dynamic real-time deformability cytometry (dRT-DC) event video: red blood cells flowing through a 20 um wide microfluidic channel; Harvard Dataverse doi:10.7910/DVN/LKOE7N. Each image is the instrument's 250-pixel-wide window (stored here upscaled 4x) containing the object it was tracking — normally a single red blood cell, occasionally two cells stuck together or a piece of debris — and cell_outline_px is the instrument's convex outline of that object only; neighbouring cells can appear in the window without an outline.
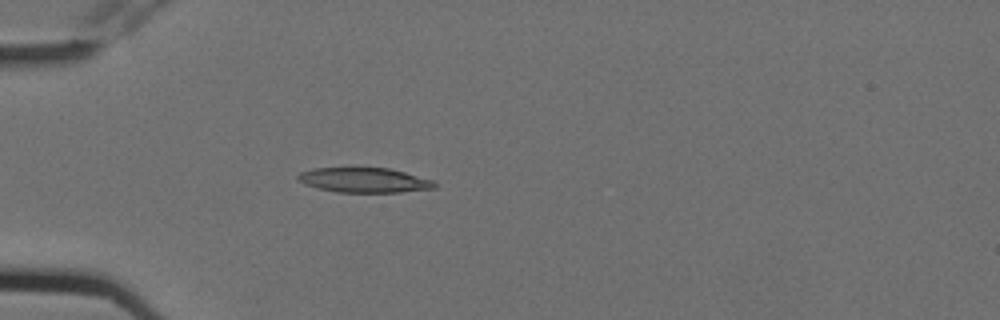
{"species": "Egyptian fruit bat (a non-hibernating species)", "species_latin": "Rousettus aegyptiacus", "temperature_condition": "cold", "stored_images_in_passage": 6, "camera_frame_rate_fps": 3000, "um_per_image_px": 0.085, "animal": {"sex": "female"}, "frame": {"image": 1, "passage_image": 6, "time_ms": 1.667, "image_size_px": [1000, 320], "cell_outline_px": [[436, 188], [400, 192], [336, 192], [316, 188], [304, 184], [296, 176], [300, 172], [312, 168], [352, 164], [388, 168], [404, 172], [432, 180], [436, 184]], "centroid_in_image_um": [30.87, 15.25], "position_along_channel_um": 54.1, "area_um2": 20.75}}